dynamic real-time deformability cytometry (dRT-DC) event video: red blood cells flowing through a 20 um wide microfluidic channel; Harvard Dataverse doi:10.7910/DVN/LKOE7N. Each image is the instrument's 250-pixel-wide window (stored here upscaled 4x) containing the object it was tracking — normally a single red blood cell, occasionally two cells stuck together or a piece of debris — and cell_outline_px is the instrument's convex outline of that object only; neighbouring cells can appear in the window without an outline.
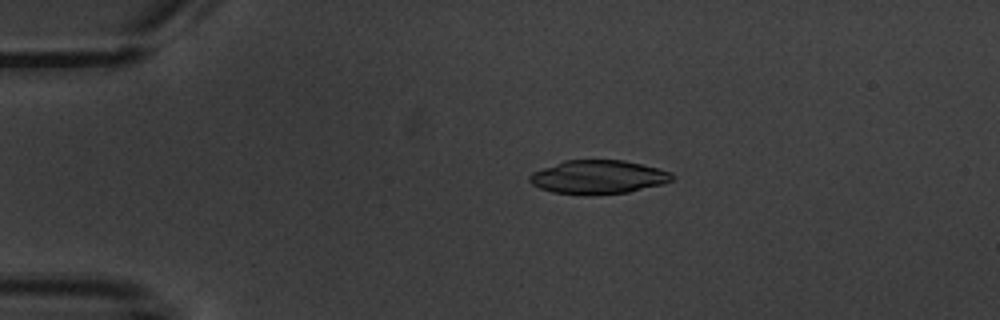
{"species": "common noctule bat (a hibernating species)", "species_latin": "Nyctalus noctula", "temperature_condition": "warm", "stored_images_in_passage": 6, "camera_frame_rate_fps": 3000, "um_per_image_px": 0.085, "animal": {"sex": "male", "body_mass_g": 20.1, "forearm_length_mm": 53.5}, "frame": {"image": 1, "passage_image": 4, "time_ms": 3.333, "image_size_px": [1000, 320], "cell_outline_px": [[676, 176], [672, 180], [664, 184], [628, 192], [588, 196], [552, 192], [540, 188], [532, 184], [528, 180], [528, 176], [532, 172], [564, 160], [624, 160], [660, 168], [672, 172]], "centroid_in_image_um": [50.87, 15.06], "position_along_channel_um": 34.1, "area_um2": 28.38}}